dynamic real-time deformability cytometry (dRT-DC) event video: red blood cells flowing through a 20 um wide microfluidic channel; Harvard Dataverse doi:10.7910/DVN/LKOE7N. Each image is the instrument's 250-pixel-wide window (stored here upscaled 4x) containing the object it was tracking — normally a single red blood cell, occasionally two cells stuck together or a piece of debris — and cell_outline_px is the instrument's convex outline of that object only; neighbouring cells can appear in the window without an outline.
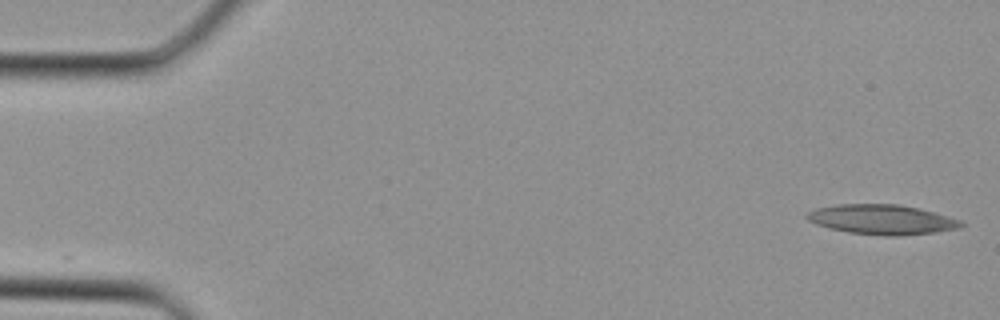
{"species": "Egyptian fruit bat (a non-hibernating species)", "species_latin": "Rousettus aegyptiacus", "temperature_condition": "cold", "stored_images_in_passage": 36, "segment_of_instrument_passage": [1, 2], "camera_frame_rate_fps": 3000, "um_per_image_px": 0.085, "animal": {"sex": "female"}, "frame": {"image": 1, "passage_image": 1, "time_ms": 0.0, "image_size_px": [1000, 320], "cell_outline_px": [[964, 224], [960, 228], [936, 232], [896, 236], [884, 236], [848, 232], [828, 228], [816, 224], [808, 220], [804, 216], [808, 212], [816, 208], [836, 204], [900, 204], [948, 216], [960, 220]], "centroid_in_image_um": [74.93, 18.66], "position_along_channel_um": 10.1, "area_um2": 26.76}}
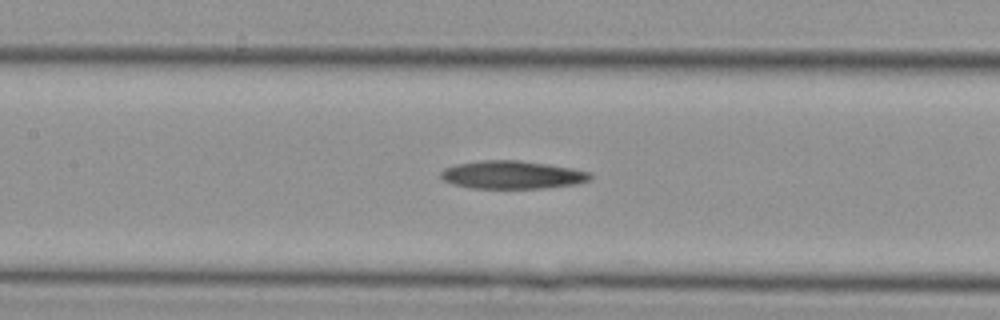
{"frame": {"image": 2, "passage_image": 16, "time_ms": 5.0, "image_size_px": [1000, 320], "cell_outline_px": [[592, 176], [588, 180], [576, 184], [544, 188], [472, 188], [452, 184], [444, 180], [440, 176], [440, 172], [444, 168], [456, 164], [480, 160], [520, 160], [548, 164], [572, 168], [592, 172]], "centroid_in_image_um": [43.53, 14.85], "position_along_channel_um": 163.9, "area_um2": 24.51}}
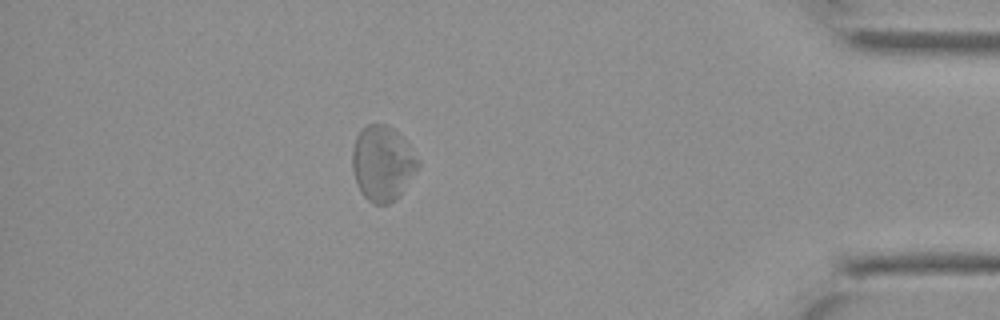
{"frame": {"image": 3, "passage_image": 31, "time_ms": 10.0, "image_size_px": [1000, 320], "cell_outline_px": [[420, 164], [400, 192], [388, 204], [372, 204], [364, 196], [356, 180], [352, 168], [352, 148], [356, 136], [368, 124], [388, 124], [404, 140], [420, 160]], "centroid_in_image_um": [32.48, 13.85], "position_along_channel_um": 402.7, "area_um2": 28.03}}